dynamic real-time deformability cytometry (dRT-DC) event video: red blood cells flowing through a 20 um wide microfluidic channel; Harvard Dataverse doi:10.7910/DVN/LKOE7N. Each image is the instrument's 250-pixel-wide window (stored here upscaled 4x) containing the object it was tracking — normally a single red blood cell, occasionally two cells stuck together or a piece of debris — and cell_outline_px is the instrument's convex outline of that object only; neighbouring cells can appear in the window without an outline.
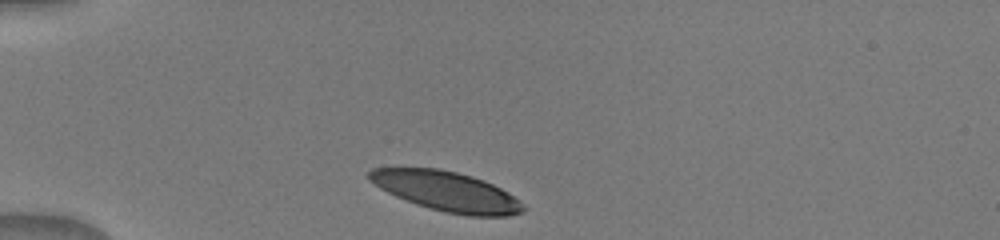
{"species": "human", "species_latin": "Homo sapiens", "temperature_condition": "warm", "stored_images_in_passage": 33, "camera_frame_rate_fps": 3000, "um_per_image_px": 0.085, "donor": {"sex": "male"}, "frame": {"image": 1, "passage_image": 1, "time_ms": 0.0, "image_size_px": [1000, 240], "cell_outline_px": [[524, 212], [508, 216], [468, 216], [444, 212], [416, 204], [396, 196], [380, 188], [368, 180], [368, 172], [372, 168], [440, 168], [472, 176], [484, 180], [508, 192], [520, 200], [524, 204]], "centroid_in_image_um": [37.98, 16.27], "position_along_channel_um": 47.0, "area_um2": 35.66}}
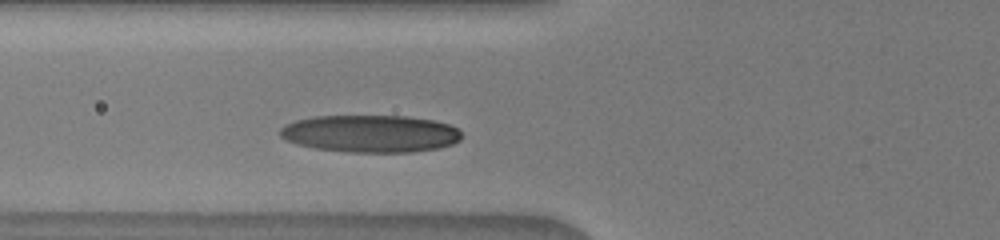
{"frame": {"image": 2, "passage_image": 6, "time_ms": 2.0, "image_size_px": [1000, 240], "cell_outline_px": [[460, 140], [452, 144], [440, 148], [412, 152], [348, 152], [316, 148], [296, 144], [280, 136], [280, 128], [296, 120], [316, 116], [408, 116], [432, 120], [448, 124], [456, 128], [460, 132]], "centroid_in_image_um": [31.5, 11.36], "position_along_channel_um": 94.3, "area_um2": 39.36}}
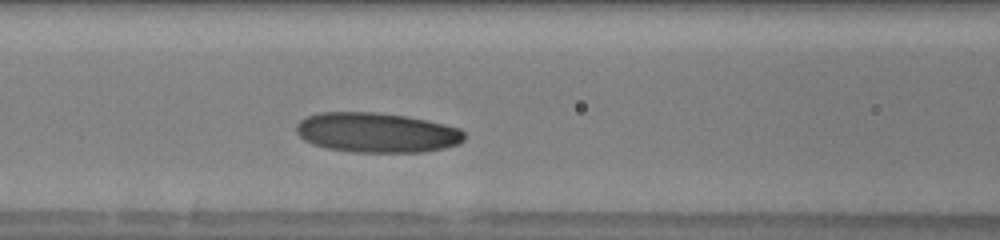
{"frame": {"image": 3, "passage_image": 9, "time_ms": 3.0, "image_size_px": [1000, 240], "cell_outline_px": [[464, 140], [460, 144], [444, 148], [424, 152], [352, 152], [324, 148], [312, 144], [304, 140], [296, 132], [296, 124], [300, 120], [308, 116], [320, 112], [376, 112], [408, 116], [444, 124], [460, 128], [464, 132]], "centroid_in_image_um": [32.02, 11.27], "position_along_channel_um": 134.6, "area_um2": 39.36}}